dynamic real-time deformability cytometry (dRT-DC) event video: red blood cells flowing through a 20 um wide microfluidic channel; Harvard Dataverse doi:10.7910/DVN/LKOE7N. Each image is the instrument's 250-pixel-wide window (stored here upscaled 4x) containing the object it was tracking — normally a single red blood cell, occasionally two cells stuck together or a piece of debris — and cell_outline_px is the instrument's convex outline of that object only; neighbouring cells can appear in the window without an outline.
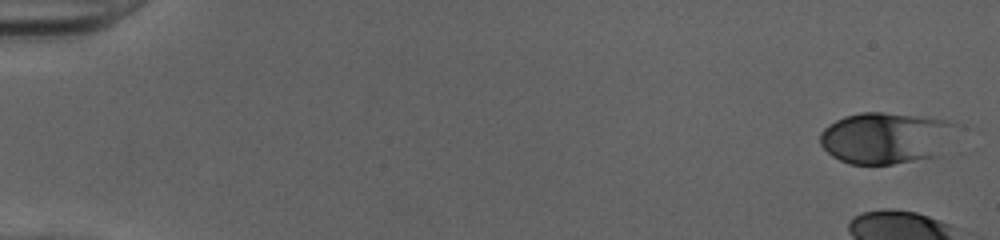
{"species": "human", "species_latin": "Homo sapiens", "temperature_condition": "cold", "stored_images_in_passage": 12, "camera_frame_rate_fps": 3000, "um_per_image_px": 0.085, "donor": {"sex": "female"}, "frame": {"image": 1, "passage_image": 1, "time_ms": 0.0, "image_size_px": [1000, 240], "cell_outline_px": [[956, 124], [940, 156], [892, 164], [852, 164], [840, 160], [832, 156], [820, 144], [820, 132], [824, 128], [836, 120], [844, 116], [860, 112], [884, 112], [948, 120]], "centroid_in_image_um": [75.26, 11.72], "position_along_channel_um": 9.7, "area_um2": 40.63}}